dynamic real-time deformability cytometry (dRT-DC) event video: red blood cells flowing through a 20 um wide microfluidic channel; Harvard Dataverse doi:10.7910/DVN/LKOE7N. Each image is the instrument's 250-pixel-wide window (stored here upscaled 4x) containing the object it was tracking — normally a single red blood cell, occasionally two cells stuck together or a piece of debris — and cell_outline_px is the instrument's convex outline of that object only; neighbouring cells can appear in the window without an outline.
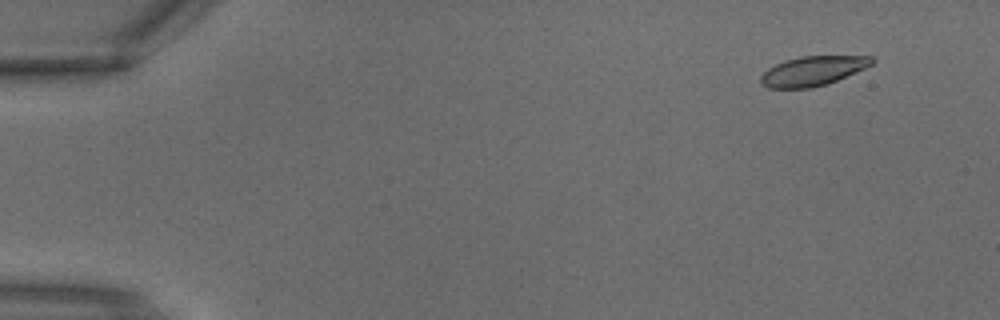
{"species": "common noctule bat (a hibernating species)", "species_latin": "Nyctalus noctula", "temperature_condition": "warm", "stored_images_in_passage": 3, "camera_frame_rate_fps": 3000, "um_per_image_px": 0.085, "animal": {"sex": "male", "body_mass_g": 18.8}, "frame": {"image": 1, "passage_image": 1, "time_ms": 0.0, "image_size_px": [1000, 320], "cell_outline_px": [[876, 60], [872, 64], [864, 68], [828, 84], [812, 88], [768, 88], [760, 84], [760, 76], [768, 68], [784, 60], [800, 56], [872, 56]], "centroid_in_image_um": [69.06, 6.03], "position_along_channel_um": 15.9, "area_um2": 19.19}}
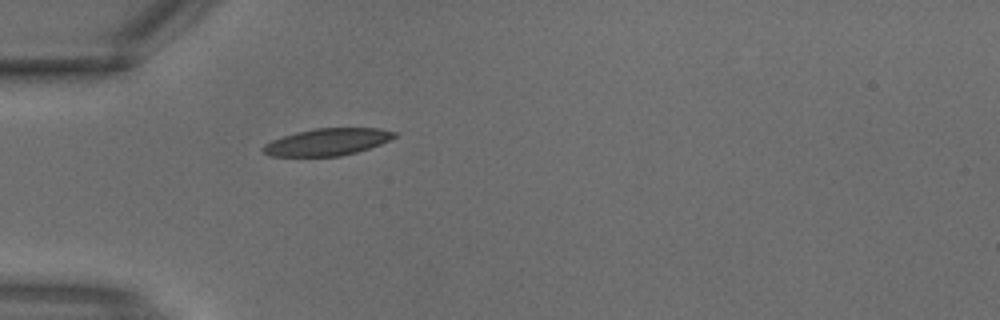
{"frame": {"image": 2, "passage_image": 3, "time_ms": 0.667, "image_size_px": [1000, 320], "cell_outline_px": [[396, 136], [380, 144], [356, 152], [340, 156], [268, 156], [260, 148], [264, 144], [272, 140], [296, 132], [316, 128], [380, 128], [396, 132]], "centroid_in_image_um": [27.79, 12.06], "position_along_channel_um": 57.2, "area_um2": 20.58}}